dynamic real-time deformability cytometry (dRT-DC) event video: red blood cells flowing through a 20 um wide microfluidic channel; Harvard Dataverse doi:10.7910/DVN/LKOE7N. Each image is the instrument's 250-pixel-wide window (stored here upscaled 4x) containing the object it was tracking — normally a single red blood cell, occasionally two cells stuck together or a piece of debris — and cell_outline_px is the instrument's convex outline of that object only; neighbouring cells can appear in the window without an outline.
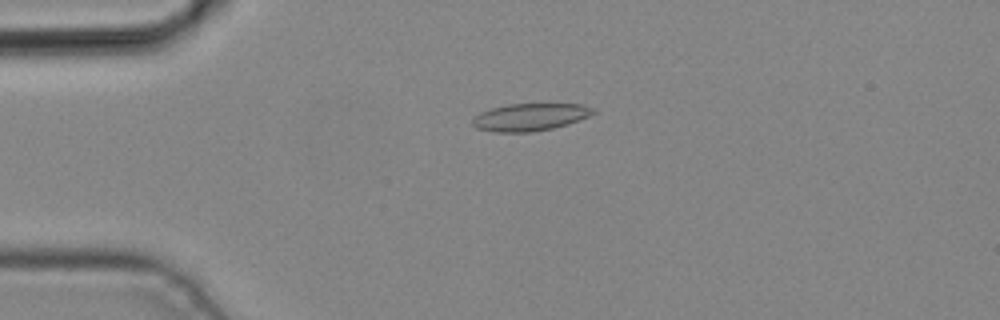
{"species": "common noctule bat (a hibernating species)", "species_latin": "Nyctalus noctula", "temperature_condition": "cold", "stored_images_in_passage": 4, "camera_frame_rate_fps": 3000, "um_per_image_px": 0.085, "animal": {"sex": "male", "body_mass_g": 19.2, "forearm_length_mm": 51.8}, "frame": {"image": 1, "passage_image": 3, "time_ms": 0.667, "image_size_px": [1000, 320], "cell_outline_px": [[596, 112], [588, 116], [568, 124], [552, 128], [532, 132], [492, 132], [476, 128], [472, 124], [472, 120], [480, 112], [492, 108], [508, 104], [580, 104], [596, 108]], "centroid_in_image_um": [45.05, 9.95], "position_along_channel_um": 39.9, "area_um2": 19.25}}